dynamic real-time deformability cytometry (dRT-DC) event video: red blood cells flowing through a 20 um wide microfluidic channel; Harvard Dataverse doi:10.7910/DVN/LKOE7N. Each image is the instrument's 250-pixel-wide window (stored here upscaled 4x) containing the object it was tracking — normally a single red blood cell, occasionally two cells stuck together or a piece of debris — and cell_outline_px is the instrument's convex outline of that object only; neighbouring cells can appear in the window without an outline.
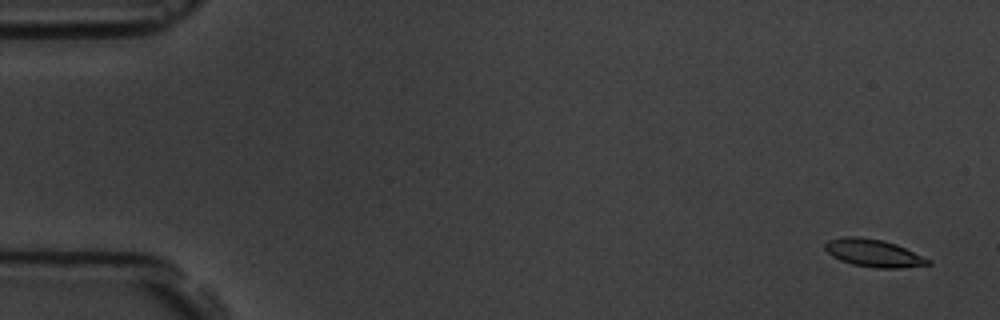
{"species": "common noctule bat (a hibernating species)", "species_latin": "Nyctalus noctula", "temperature_condition": "room temperature", "stored_images_in_passage": 16, "segment_of_instrument_passage": [1, 2], "camera_frame_rate_fps": 3000, "um_per_image_px": 0.085, "animal": {"sex": "male", "body_mass_g": 19.5, "forearm_length_mm": 54.6}, "frame": {"image": 1, "passage_image": 1, "time_ms": 0.0, "image_size_px": [1000, 320], "cell_outline_px": [[932, 264], [900, 268], [876, 268], [852, 264], [840, 260], [832, 256], [824, 248], [824, 244], [828, 240], [848, 236], [856, 236], [884, 240], [896, 244], [932, 260]], "centroid_in_image_um": [74.26, 21.51], "position_along_channel_um": 10.7, "area_um2": 16.59}}
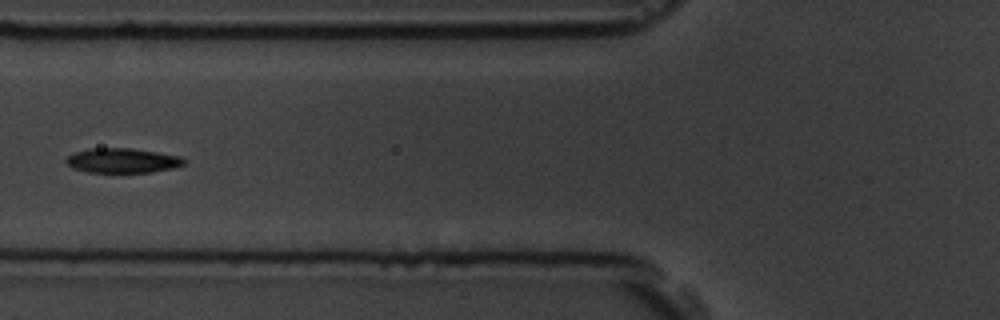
{"frame": {"image": 2, "passage_image": 6, "time_ms": 6.667, "image_size_px": [1000, 320], "cell_outline_px": [[188, 160], [184, 164], [172, 168], [152, 172], [88, 172], [72, 168], [64, 160], [68, 156], [76, 152], [88, 148], [132, 148], [180, 156]], "centroid_in_image_um": [10.41, 13.64], "position_along_channel_um": 115.4, "area_um2": 16.94}}
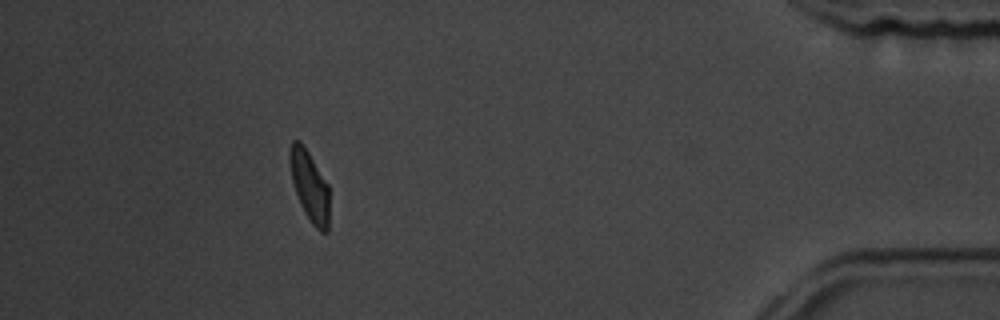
{"frame": {"image": 3, "passage_image": 14, "time_ms": 16.333, "image_size_px": [1000, 320], "cell_outline_px": [[328, 232], [320, 232], [312, 224], [304, 212], [300, 204], [292, 180], [288, 160], [288, 152], [292, 140], [300, 140], [308, 152], [328, 184]], "centroid_in_image_um": [26.29, 15.79], "position_along_channel_um": 408.9, "area_um2": 16.18}}